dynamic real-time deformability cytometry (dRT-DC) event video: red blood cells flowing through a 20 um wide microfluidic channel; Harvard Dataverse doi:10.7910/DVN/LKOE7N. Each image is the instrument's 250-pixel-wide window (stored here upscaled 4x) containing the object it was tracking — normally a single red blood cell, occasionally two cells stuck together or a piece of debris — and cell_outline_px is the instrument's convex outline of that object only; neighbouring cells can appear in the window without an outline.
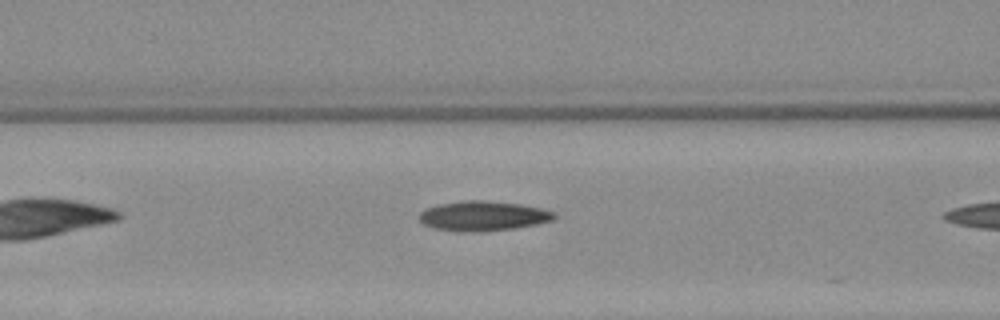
{"species": "Egyptian fruit bat (a non-hibernating species)", "species_latin": "Rousettus aegyptiacus", "temperature_condition": "warm", "stored_images_in_passage": 5, "segment_of_instrument_passage": [1, 2], "camera_frame_rate_fps": 3000, "um_per_image_px": 0.085, "animal": {"sex": "female"}, "frame": {"image": 1, "passage_image": 4, "time_ms": 4.0, "image_size_px": [1000, 320], "cell_outline_px": [[556, 216], [552, 220], [512, 228], [464, 232], [436, 228], [424, 224], [420, 220], [420, 212], [428, 208], [440, 204], [464, 200], [484, 200], [520, 204], [540, 208], [556, 212]], "centroid_in_image_um": [41.06, 18.33], "position_along_channel_um": 125.5, "area_um2": 22.83}}